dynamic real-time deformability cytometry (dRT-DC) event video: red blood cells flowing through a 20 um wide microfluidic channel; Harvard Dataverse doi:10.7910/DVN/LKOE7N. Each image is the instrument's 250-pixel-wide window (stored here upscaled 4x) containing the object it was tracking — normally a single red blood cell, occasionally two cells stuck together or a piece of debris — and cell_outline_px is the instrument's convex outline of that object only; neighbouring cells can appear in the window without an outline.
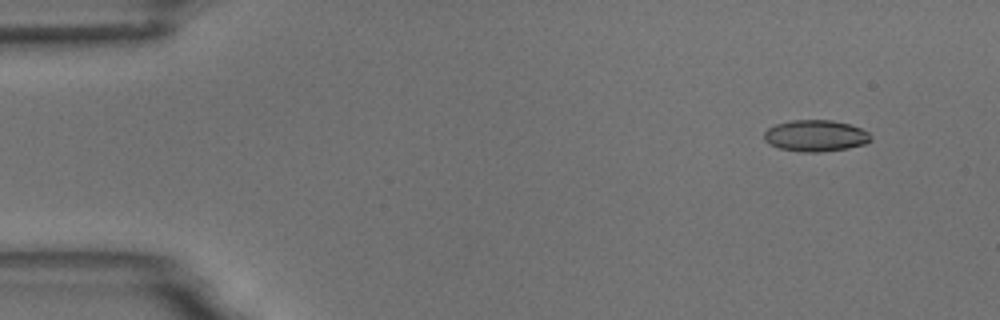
{"species": "common noctule bat (a hibernating species)", "species_latin": "Nyctalus noctula", "temperature_condition": "room temperature", "stored_images_in_passage": 5, "camera_frame_rate_fps": 3000, "um_per_image_px": 0.085, "animal": {"sex": "male", "body_mass_g": 18.8}, "frame": {"image": 1, "passage_image": 2, "time_ms": 1.0, "image_size_px": [1000, 320], "cell_outline_px": [[872, 140], [864, 144], [848, 148], [820, 152], [800, 152], [780, 148], [768, 144], [764, 140], [764, 132], [768, 128], [776, 124], [792, 120], [832, 120], [848, 124], [860, 128], [868, 132], [872, 136]], "centroid_in_image_um": [69.31, 11.54], "position_along_channel_um": 15.7, "area_um2": 19.59}}
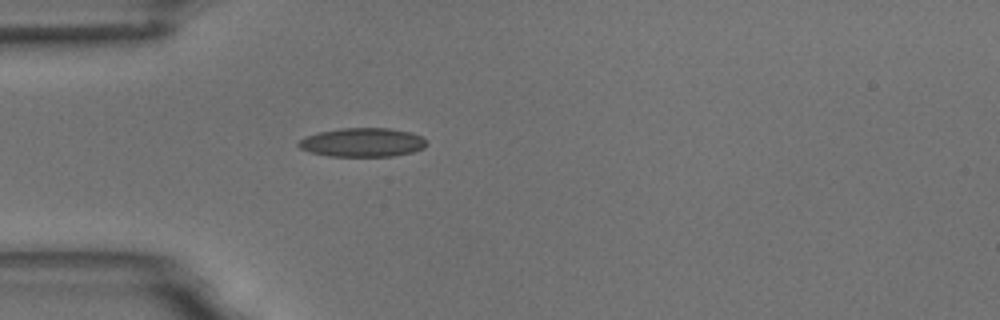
{"frame": {"image": 2, "passage_image": 5, "time_ms": 4.667, "image_size_px": [1000, 320], "cell_outline_px": [[428, 144], [424, 148], [412, 152], [392, 156], [328, 156], [312, 152], [300, 148], [296, 144], [304, 136], [320, 132], [340, 128], [388, 128], [412, 132], [428, 140]], "centroid_in_image_um": [30.84, 12.1], "position_along_channel_um": 54.2, "area_um2": 21.62}}